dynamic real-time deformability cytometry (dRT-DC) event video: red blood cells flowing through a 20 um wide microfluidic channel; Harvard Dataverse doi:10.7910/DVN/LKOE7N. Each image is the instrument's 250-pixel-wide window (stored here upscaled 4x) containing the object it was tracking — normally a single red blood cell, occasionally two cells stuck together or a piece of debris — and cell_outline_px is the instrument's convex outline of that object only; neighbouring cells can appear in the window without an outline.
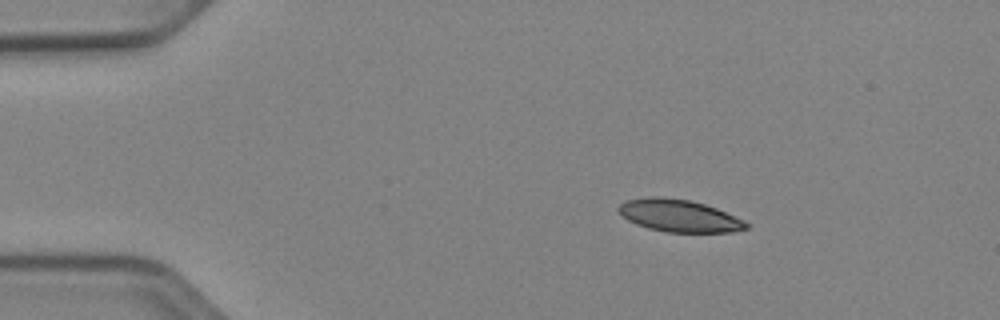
{"species": "Egyptian fruit bat (a non-hibernating species)", "species_latin": "Rousettus aegyptiacus", "temperature_condition": "cold", "stored_images_in_passage": 44, "camera_frame_rate_fps": 3000, "um_per_image_px": 0.085, "animal": {"sex": "female"}, "frame": {"image": 1, "passage_image": 1, "time_ms": 0.0, "image_size_px": [1000, 320], "cell_outline_px": [[752, 224], [748, 228], [732, 232], [668, 232], [648, 228], [636, 224], [628, 220], [616, 208], [624, 200], [648, 196], [660, 196], [692, 200], [716, 208], [744, 220]], "centroid_in_image_um": [57.73, 18.32], "position_along_channel_um": 27.3, "area_um2": 24.22}}
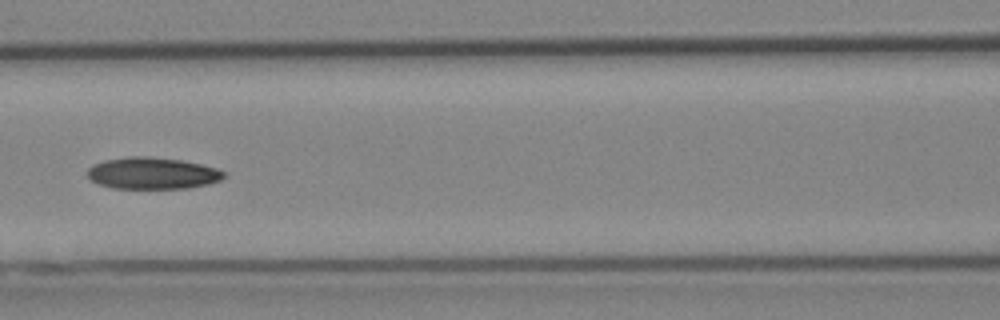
{"frame": {"image": 2, "passage_image": 16, "time_ms": 5.0, "image_size_px": [1000, 320], "cell_outline_px": [[224, 176], [220, 180], [208, 184], [188, 188], [112, 188], [100, 184], [92, 180], [88, 176], [88, 168], [92, 164], [104, 160], [128, 156], [148, 156], [180, 160], [200, 164], [216, 168], [224, 172]], "centroid_in_image_um": [12.93, 14.72], "position_along_channel_um": 153.7, "area_um2": 25.09}}
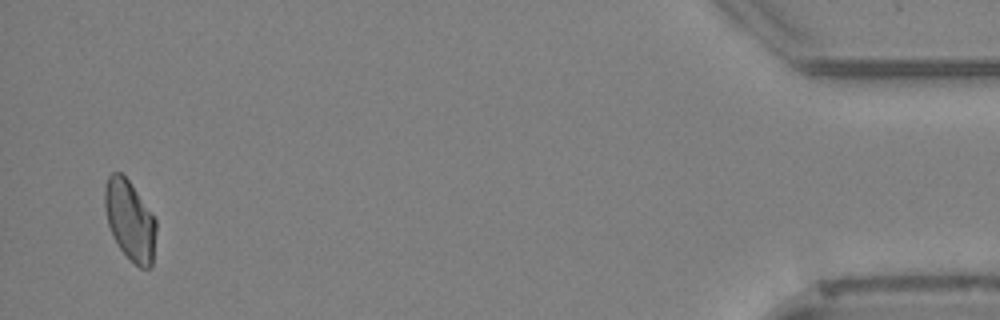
{"frame": {"image": 3, "passage_image": 43, "time_ms": 14.0, "image_size_px": [1000, 320], "cell_outline_px": [[156, 232], [152, 268], [140, 268], [120, 248], [112, 236], [108, 224], [104, 204], [104, 188], [108, 176], [112, 172], [120, 172], [128, 180], [156, 220]], "centroid_in_image_um": [11.03, 18.74], "position_along_channel_um": 424.2, "area_um2": 23.7}}